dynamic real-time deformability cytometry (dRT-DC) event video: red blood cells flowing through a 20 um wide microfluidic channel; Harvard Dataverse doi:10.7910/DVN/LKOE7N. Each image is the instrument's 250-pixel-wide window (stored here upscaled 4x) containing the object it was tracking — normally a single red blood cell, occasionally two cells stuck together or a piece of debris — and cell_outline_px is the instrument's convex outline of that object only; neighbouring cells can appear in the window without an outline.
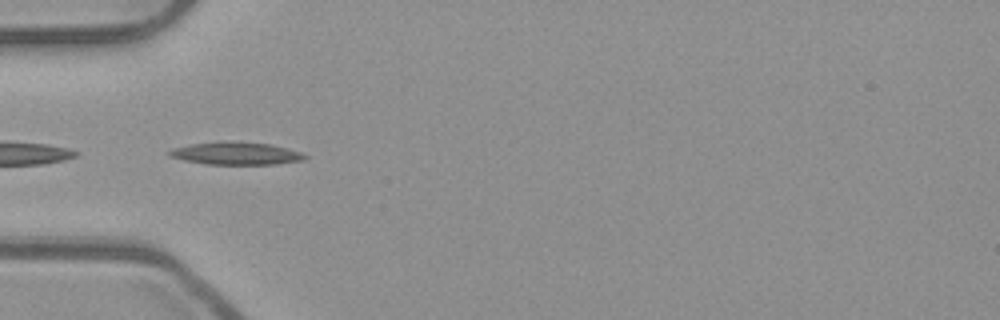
{"species": "common noctule bat (a hibernating species)", "species_latin": "Nyctalus noctula", "temperature_condition": "room temperature", "stored_images_in_passage": 34, "camera_frame_rate_fps": 3000, "um_per_image_px": 0.085, "animal": {"sex": "male", "body_mass_g": 23.1, "forearm_length_mm": 52.7}, "frame": {"image": 1, "passage_image": 1, "time_ms": 0.0, "image_size_px": [1000, 320], "cell_outline_px": [[308, 156], [304, 160], [276, 164], [204, 164], [184, 160], [168, 156], [168, 152], [172, 148], [192, 144], [272, 144], [288, 148], [300, 152]], "centroid_in_image_um": [20.1, 13.09], "position_along_channel_um": 64.9, "area_um2": 16.88}}
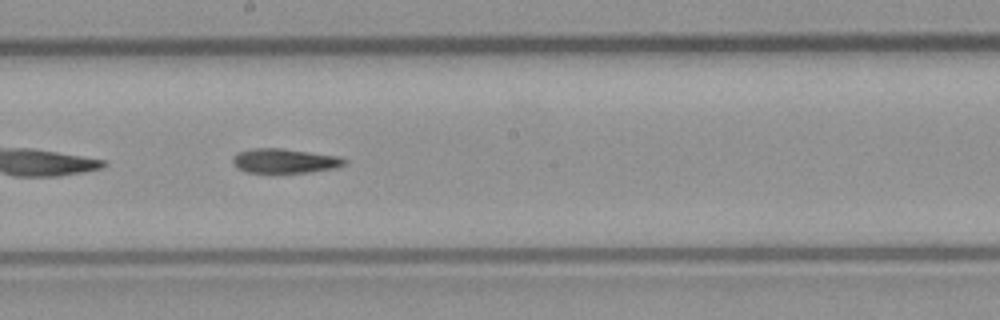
{"frame": {"image": 2, "passage_image": 13, "time_ms": 4.0, "image_size_px": [1000, 320], "cell_outline_px": [[348, 160], [344, 164], [336, 168], [308, 172], [272, 176], [244, 172], [236, 168], [232, 164], [232, 160], [236, 152], [252, 148], [280, 148], [340, 156]], "centroid_in_image_um": [24.12, 13.72], "position_along_channel_um": 224.1, "area_um2": 16.94}}
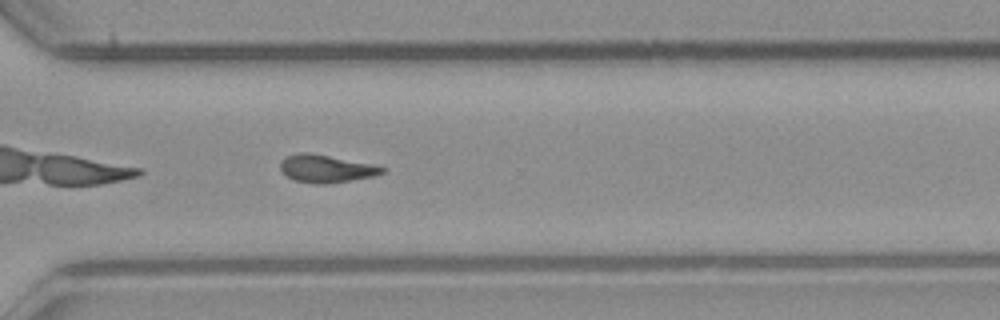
{"frame": {"image": 3, "passage_image": 22, "time_ms": 7.0, "image_size_px": [1000, 320], "cell_outline_px": [[388, 168], [384, 172], [372, 176], [328, 184], [316, 184], [292, 180], [280, 168], [280, 160], [284, 156], [296, 152], [308, 152], [372, 164]], "centroid_in_image_um": [27.67, 14.32], "position_along_channel_um": 342.9, "area_um2": 16.47}, "authors_computed_cell_mechanics": {"area_um2": 16.0106, "velocity_mm_per_s": 3.9745, "shape_relaxation_time_tau1_ms": null, "shape_relaxation_time_tau2_ms": 5.0465, "deformation_change_tau1": null, "deformation_change_tau2": 0.1501}}